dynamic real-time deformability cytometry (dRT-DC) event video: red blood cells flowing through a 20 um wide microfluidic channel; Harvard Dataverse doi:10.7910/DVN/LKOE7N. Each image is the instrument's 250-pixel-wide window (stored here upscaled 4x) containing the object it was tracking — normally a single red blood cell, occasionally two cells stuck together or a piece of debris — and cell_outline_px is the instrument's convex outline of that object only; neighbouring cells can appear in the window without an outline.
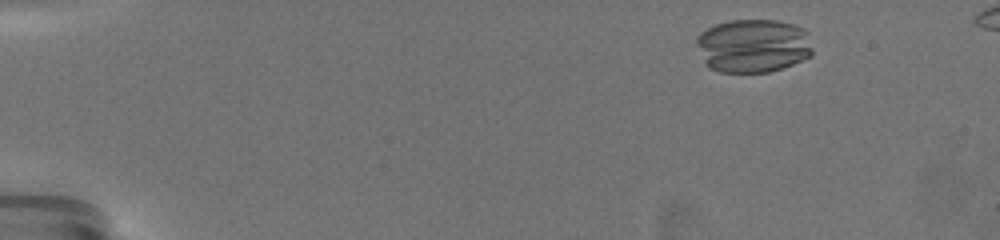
{"species": "common noctule bat (a hibernating species)", "species_latin": "Nyctalus noctula", "temperature_condition": "warm", "stored_images_in_passage": 30, "camera_frame_rate_fps": 3000, "um_per_image_px": 0.085, "animal": {"sex": "female", "body_mass_g": 19.5, "forearm_length_mm": 54.1}, "frame": {"image": 1, "passage_image": 3, "time_ms": 1.333, "image_size_px": [1000, 240], "cell_outline_px": [[812, 56], [792, 64], [768, 72], [720, 72], [704, 64], [696, 44], [696, 36], [700, 32], [716, 24], [732, 20], [776, 20], [792, 24], [804, 28], [808, 32], [812, 48]], "centroid_in_image_um": [64.01, 3.88], "position_along_channel_um": 21.0, "area_um2": 36.47}}
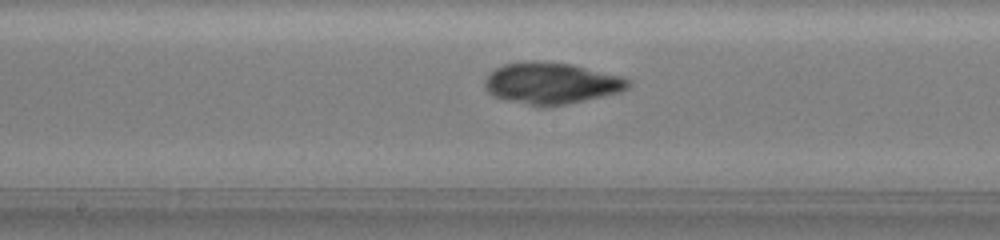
{"frame": {"image": 2, "passage_image": 18, "time_ms": 10.0, "image_size_px": [1000, 240], "cell_outline_px": [[632, 84], [628, 88], [620, 92], [568, 104], [544, 108], [504, 100], [492, 96], [484, 88], [484, 80], [496, 68], [504, 64], [572, 64], [620, 76], [632, 80]], "centroid_in_image_um": [46.89, 7.14], "position_along_channel_um": 201.3, "area_um2": 34.04}}
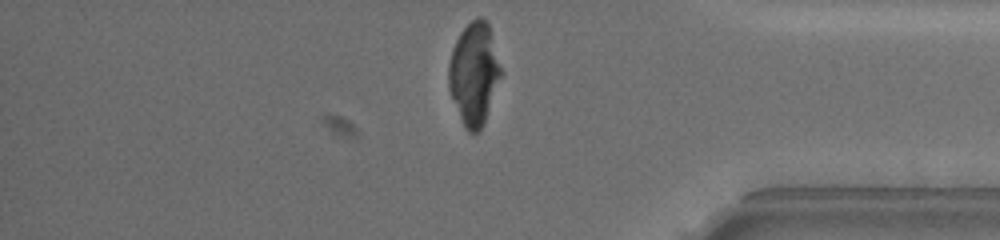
{"frame": {"image": 3, "passage_image": 29, "time_ms": 16.0, "image_size_px": [1000, 240], "cell_outline_px": [[504, 72], [484, 124], [480, 132], [468, 132], [464, 128], [452, 100], [448, 88], [448, 64], [452, 48], [460, 32], [476, 16], [484, 16], [488, 20]], "centroid_in_image_um": [40.32, 6.25], "position_along_channel_um": 394.9, "area_um2": 32.19}}